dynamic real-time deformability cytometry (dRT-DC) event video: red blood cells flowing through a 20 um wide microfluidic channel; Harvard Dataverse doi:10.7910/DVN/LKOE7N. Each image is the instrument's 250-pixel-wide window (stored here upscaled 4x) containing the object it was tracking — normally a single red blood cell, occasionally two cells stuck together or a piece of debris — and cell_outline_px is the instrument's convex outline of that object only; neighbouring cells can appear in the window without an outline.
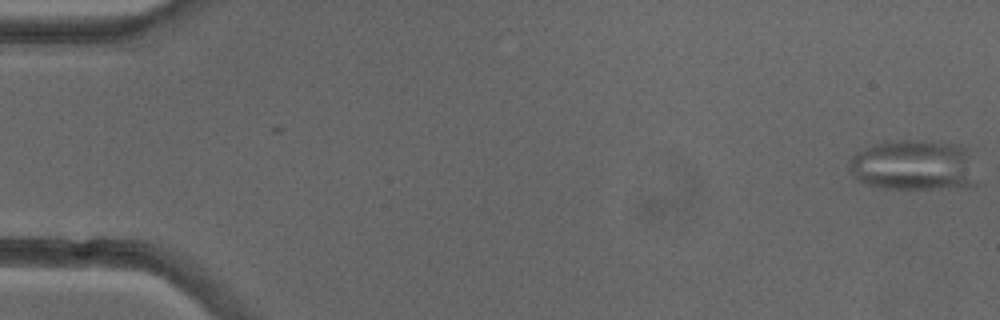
{"species": "common noctule bat (a hibernating species)", "species_latin": "Nyctalus noctula", "temperature_condition": "cold", "stored_images_in_passage": 13, "camera_frame_rate_fps": 3000, "um_per_image_px": 0.085, "animal": {"sex": "female"}, "frame": {"image": 1, "passage_image": 1, "time_ms": 0.0, "image_size_px": [1000, 320], "cell_outline_px": [[976, 184], [964, 188], [884, 188], [868, 184], [852, 176], [848, 168], [848, 160], [856, 152], [872, 144], [888, 140], [928, 140], [960, 144], [968, 148]], "centroid_in_image_um": [77.65, 14.02], "position_along_channel_um": 7.3, "area_um2": 38.21}}